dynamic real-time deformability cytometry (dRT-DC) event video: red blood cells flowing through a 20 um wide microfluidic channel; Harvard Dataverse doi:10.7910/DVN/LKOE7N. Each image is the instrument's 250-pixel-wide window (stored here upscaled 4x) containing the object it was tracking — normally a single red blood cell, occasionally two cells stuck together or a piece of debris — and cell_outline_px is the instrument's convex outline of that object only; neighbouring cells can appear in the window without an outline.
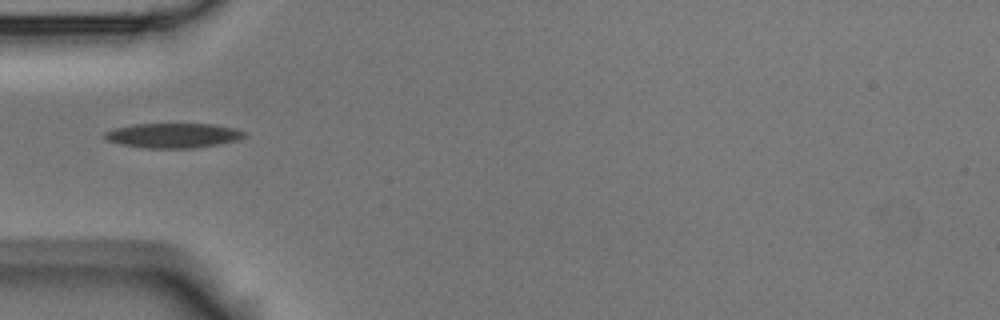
{"species": "Egyptian fruit bat (a non-hibernating species)", "species_latin": "Rousettus aegyptiacus", "temperature_condition": "room temperature", "stored_images_in_passage": 2, "camera_frame_rate_fps": 3000, "um_per_image_px": 0.085, "animal": {"sex": "male"}, "frame": {"image": 1, "passage_image": 1, "time_ms": 0.0, "image_size_px": [1000, 320], "cell_outline_px": [[244, 136], [240, 140], [192, 148], [144, 148], [120, 144], [108, 140], [104, 136], [104, 132], [116, 128], [136, 124], [212, 124], [232, 128], [244, 132]], "centroid_in_image_um": [14.7, 11.52], "position_along_channel_um": 70.3, "area_um2": 19.83}}
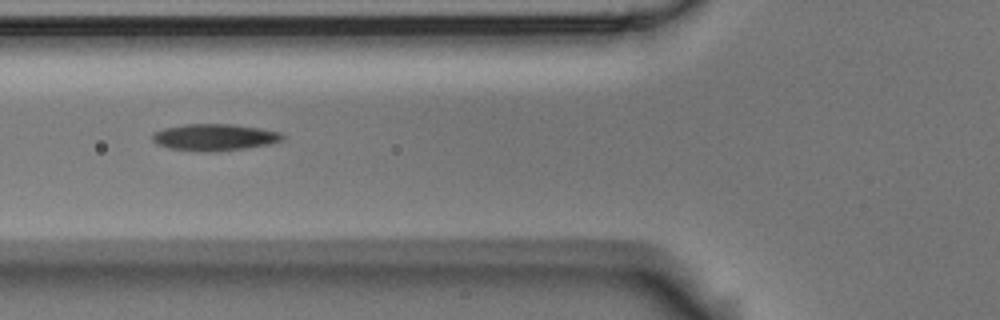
{"frame": {"image": 2, "passage_image": 2, "time_ms": 0.333, "image_size_px": [1000, 320], "cell_outline_px": [[284, 140], [268, 144], [248, 148], [216, 152], [200, 152], [168, 148], [156, 144], [152, 140], [152, 136], [156, 132], [164, 128], [184, 124], [232, 124], [260, 128], [280, 132], [284, 136]], "centroid_in_image_um": [18.23, 11.68], "position_along_channel_um": 107.6, "area_um2": 20.46}}